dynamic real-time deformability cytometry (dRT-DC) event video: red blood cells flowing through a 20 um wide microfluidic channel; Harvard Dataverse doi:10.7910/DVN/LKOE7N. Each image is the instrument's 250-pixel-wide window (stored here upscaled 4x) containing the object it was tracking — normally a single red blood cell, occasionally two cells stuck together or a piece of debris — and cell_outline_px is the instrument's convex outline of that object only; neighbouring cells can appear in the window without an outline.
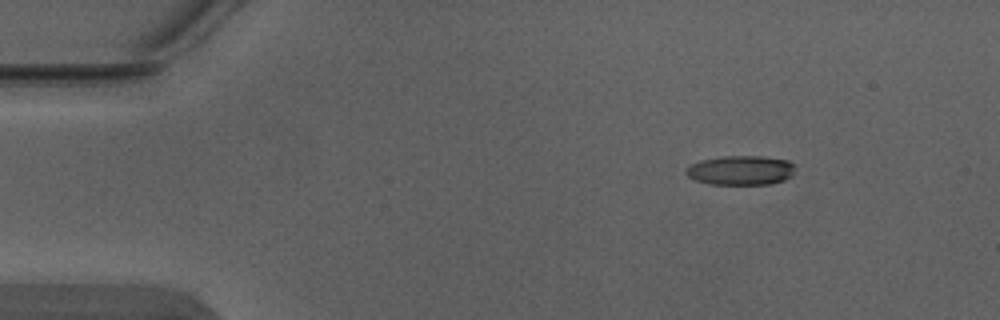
{"species": "Egyptian fruit bat (a non-hibernating species)", "species_latin": "Rousettus aegyptiacus", "temperature_condition": "warm", "stored_images_in_passage": 4, "camera_frame_rate_fps": 3000, "um_per_image_px": 0.085, "animal": {"sex": "male"}, "frame": {"image": 1, "passage_image": 1, "time_ms": 0.0, "image_size_px": [1000, 320], "cell_outline_px": [[796, 164], [792, 176], [784, 180], [772, 184], [708, 184], [696, 180], [688, 176], [684, 172], [692, 164], [700, 160], [724, 156], [764, 156], [788, 160]], "centroid_in_image_um": [63.01, 14.47], "position_along_channel_um": 22.0, "area_um2": 18.84}}
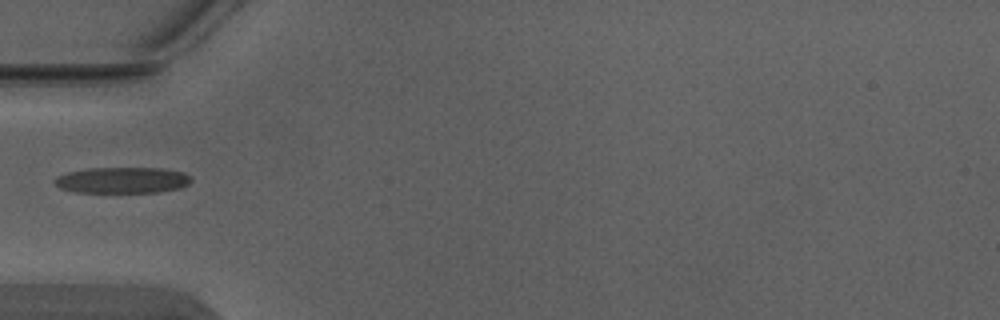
{"frame": {"image": 2, "passage_image": 4, "time_ms": 1.0, "image_size_px": [1000, 320], "cell_outline_px": [[192, 180], [188, 184], [180, 188], [156, 192], [76, 192], [60, 188], [52, 180], [56, 176], [68, 172], [88, 168], [160, 168], [184, 172], [192, 176]], "centroid_in_image_um": [10.4, 15.31], "position_along_channel_um": 74.6, "area_um2": 20.81}}